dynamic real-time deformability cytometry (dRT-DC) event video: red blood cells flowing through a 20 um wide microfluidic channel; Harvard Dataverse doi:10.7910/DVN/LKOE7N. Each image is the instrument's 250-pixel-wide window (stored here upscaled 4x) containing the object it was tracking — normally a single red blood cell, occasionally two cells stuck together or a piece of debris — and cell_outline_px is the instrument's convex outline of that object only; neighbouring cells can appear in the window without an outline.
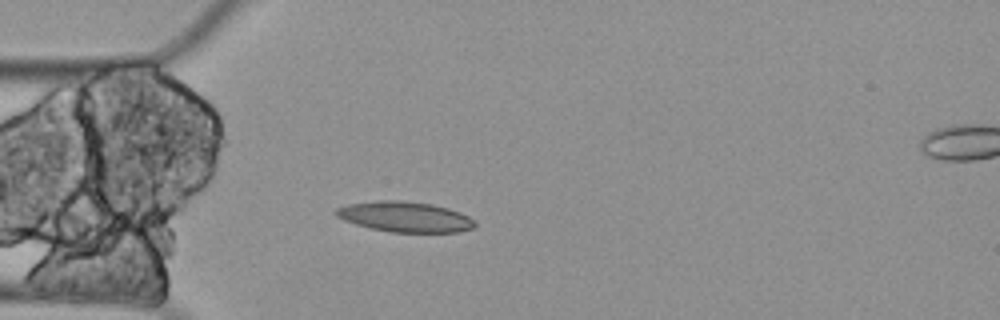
{"species": "Egyptian fruit bat (a non-hibernating species)", "species_latin": "Rousettus aegyptiacus", "temperature_condition": "cold", "stored_images_in_passage": 6, "camera_frame_rate_fps": 3000, "um_per_image_px": 0.085, "animal": {"sex": "female"}, "frame": {"image": 1, "passage_image": 5, "time_ms": 1.333, "image_size_px": [1000, 320], "cell_outline_px": [[476, 224], [472, 228], [460, 232], [388, 232], [356, 224], [344, 220], [336, 216], [332, 212], [336, 208], [348, 204], [376, 200], [400, 200], [432, 204], [448, 208], [460, 212], [476, 220]], "centroid_in_image_um": [34.41, 18.42], "position_along_channel_um": 50.6, "area_um2": 24.74}}